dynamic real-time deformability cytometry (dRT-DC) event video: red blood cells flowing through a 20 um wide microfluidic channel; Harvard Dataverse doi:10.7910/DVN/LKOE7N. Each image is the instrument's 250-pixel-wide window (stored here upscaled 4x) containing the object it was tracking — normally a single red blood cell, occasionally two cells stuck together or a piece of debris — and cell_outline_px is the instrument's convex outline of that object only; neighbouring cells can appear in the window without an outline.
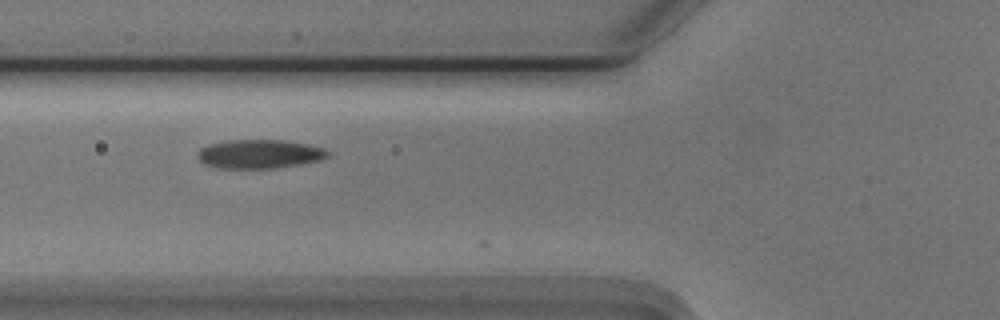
{"species": "Egyptian fruit bat (a non-hibernating species)", "species_latin": "Rousettus aegyptiacus", "temperature_condition": "cold", "stored_images_in_passage": 10, "camera_frame_rate_fps": 3000, "um_per_image_px": 0.085, "animal": {"sex": "male"}, "frame": {"image": 1, "passage_image": 6, "time_ms": 1.667, "image_size_px": [1000, 320], "cell_outline_px": [[332, 152], [328, 156], [320, 160], [276, 168], [216, 168], [204, 164], [196, 156], [196, 152], [200, 148], [208, 144], [228, 140], [284, 140], [308, 144], [324, 148]], "centroid_in_image_um": [22.03, 13.08], "position_along_channel_um": 103.8, "area_um2": 22.08}}
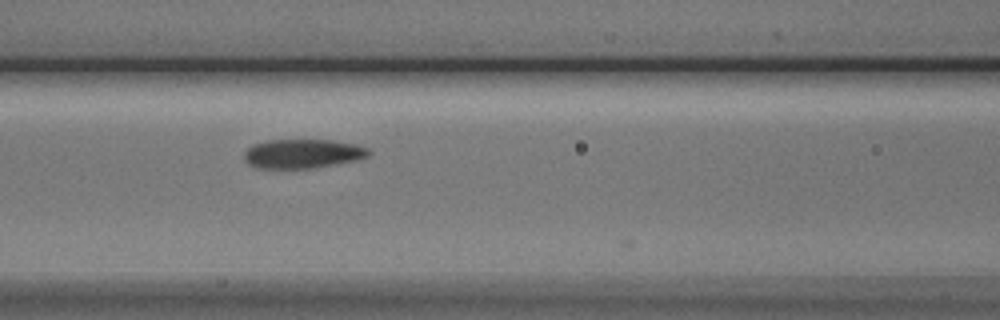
{"frame": {"image": 2, "passage_image": 9, "time_ms": 2.667, "image_size_px": [1000, 320], "cell_outline_px": [[372, 152], [368, 156], [356, 160], [316, 168], [256, 168], [248, 164], [244, 160], [244, 152], [252, 144], [268, 140], [332, 140], [356, 144], [368, 148]], "centroid_in_image_um": [25.72, 13.06], "position_along_channel_um": 140.9, "area_um2": 21.33}}